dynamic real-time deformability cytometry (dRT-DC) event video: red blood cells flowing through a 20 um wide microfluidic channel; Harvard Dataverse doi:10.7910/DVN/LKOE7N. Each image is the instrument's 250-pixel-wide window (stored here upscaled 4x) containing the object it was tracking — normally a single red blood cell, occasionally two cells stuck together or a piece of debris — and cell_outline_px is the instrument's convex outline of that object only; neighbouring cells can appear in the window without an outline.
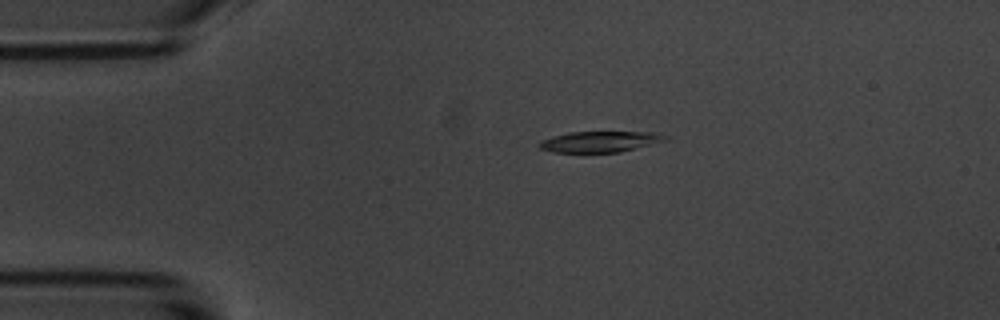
{"species": "common noctule bat (a hibernating species)", "species_latin": "Nyctalus noctula", "temperature_condition": "room temperature", "stored_images_in_passage": 46, "camera_frame_rate_fps": 3000, "um_per_image_px": 0.085, "animal": {"sex": "male", "body_mass_g": 20.1, "forearm_length_mm": 53.5}, "frame": {"image": 1, "passage_image": 1, "time_ms": 0.0, "image_size_px": [1000, 320], "cell_outline_px": [[668, 140], [620, 152], [552, 152], [540, 148], [536, 144], [540, 140], [552, 136], [568, 132], [652, 132], [668, 136]], "centroid_in_image_um": [50.96, 12.04], "position_along_channel_um": 34.0, "area_um2": 15.37}}
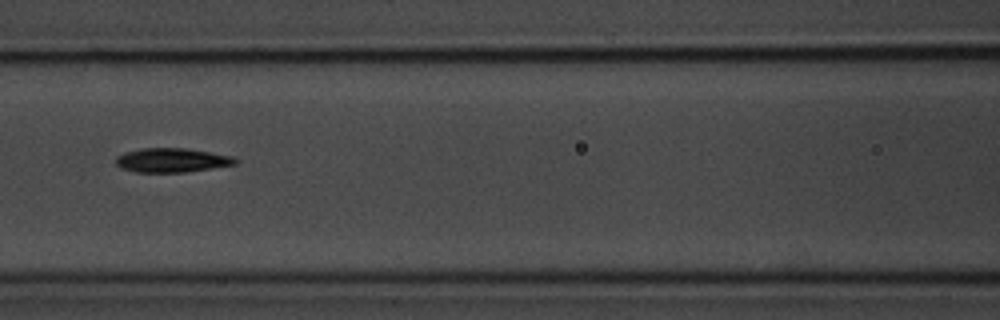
{"frame": {"image": 2, "passage_image": 14, "time_ms": 4.333, "image_size_px": [1000, 320], "cell_outline_px": [[240, 160], [236, 164], [184, 172], [136, 172], [120, 168], [116, 164], [116, 156], [124, 152], [140, 148], [184, 148], [232, 156]], "centroid_in_image_um": [14.57, 13.61], "position_along_channel_um": 152.0, "area_um2": 16.76}}
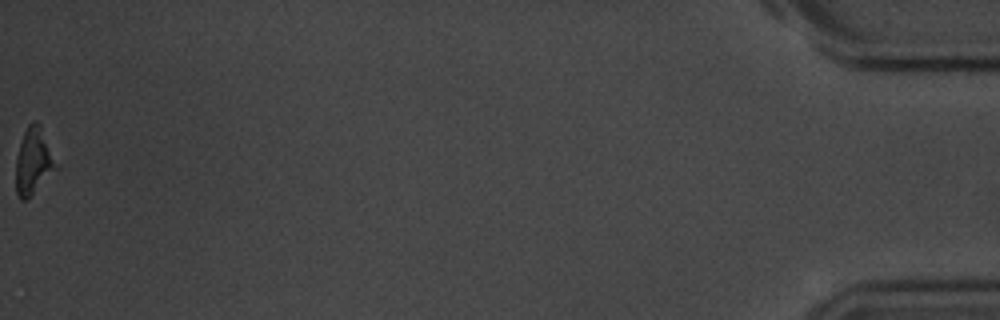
{"frame": {"image": 3, "passage_image": 46, "time_ms": 15.0, "image_size_px": [1000, 320], "cell_outline_px": [[56, 168], [28, 200], [20, 200], [16, 192], [16, 156], [24, 132], [28, 124], [32, 120], [36, 120], [40, 124]], "centroid_in_image_um": [2.78, 13.73], "position_along_channel_um": 432.4, "area_um2": 15.03}, "authors_computed_cell_mechanics": {"area_um2": 16.4152, "velocity_mm_per_s": 3.5734, "shape_relaxation_time_tau1_ms": 2.5021, "shape_relaxation_time_tau2_ms": 6.2997, "deformation_change_tau1": 0.1293, "deformation_change_tau2": 0.1648}}